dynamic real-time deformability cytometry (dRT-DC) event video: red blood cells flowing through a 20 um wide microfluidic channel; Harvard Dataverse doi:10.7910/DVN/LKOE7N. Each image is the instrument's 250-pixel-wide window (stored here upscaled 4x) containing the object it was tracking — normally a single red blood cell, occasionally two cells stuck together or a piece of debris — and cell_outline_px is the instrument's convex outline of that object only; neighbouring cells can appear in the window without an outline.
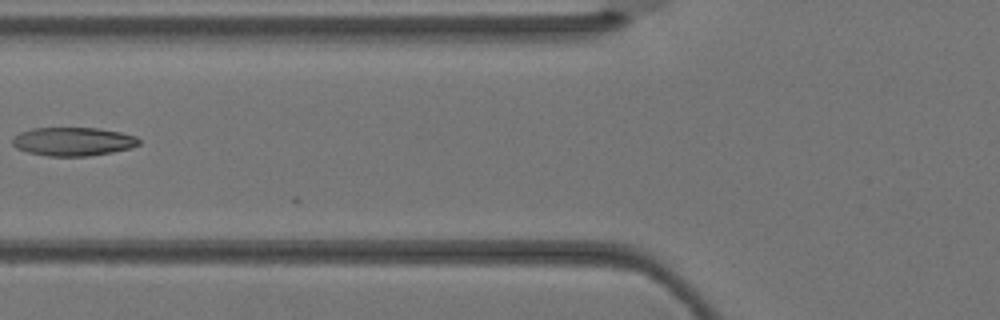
{"species": "Egyptian fruit bat (a non-hibernating species)", "species_latin": "Rousettus aegyptiacus", "temperature_condition": "warm", "stored_images_in_passage": 5, "camera_frame_rate_fps": 3000, "um_per_image_px": 0.085, "animal": {"sex": "female"}, "frame": {"image": 1, "passage_image": 5, "time_ms": 1.333, "image_size_px": [1000, 320], "cell_outline_px": [[140, 144], [132, 148], [112, 152], [88, 156], [48, 156], [28, 152], [16, 148], [12, 144], [12, 140], [20, 132], [32, 128], [96, 128], [120, 132], [136, 136], [140, 140]], "centroid_in_image_um": [6.23, 12.03], "position_along_channel_um": 119.6, "area_um2": 21.04}}